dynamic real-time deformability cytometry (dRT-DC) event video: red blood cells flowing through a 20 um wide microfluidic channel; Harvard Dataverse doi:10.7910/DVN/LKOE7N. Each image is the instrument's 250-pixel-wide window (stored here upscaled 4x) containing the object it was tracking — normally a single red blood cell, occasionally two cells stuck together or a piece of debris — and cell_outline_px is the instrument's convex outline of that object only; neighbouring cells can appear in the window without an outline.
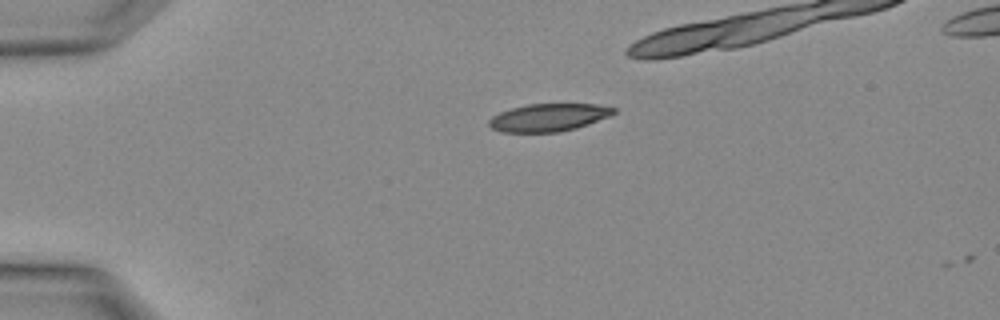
{"species": "Egyptian fruit bat (a non-hibernating species)", "species_latin": "Rousettus aegyptiacus", "temperature_condition": "warm", "stored_images_in_passage": 2, "camera_frame_rate_fps": 3000, "um_per_image_px": 0.085, "animal": {"sex": "female"}, "frame": {"image": 1, "passage_image": 1, "time_ms": 0.0, "image_size_px": [1000, 320], "cell_outline_px": [[616, 112], [612, 116], [576, 128], [560, 132], [500, 132], [492, 128], [488, 124], [488, 120], [492, 116], [500, 112], [512, 108], [528, 104], [596, 104], [616, 108]], "centroid_in_image_um": [46.65, 9.99], "position_along_channel_um": 38.4, "area_um2": 20.23}}